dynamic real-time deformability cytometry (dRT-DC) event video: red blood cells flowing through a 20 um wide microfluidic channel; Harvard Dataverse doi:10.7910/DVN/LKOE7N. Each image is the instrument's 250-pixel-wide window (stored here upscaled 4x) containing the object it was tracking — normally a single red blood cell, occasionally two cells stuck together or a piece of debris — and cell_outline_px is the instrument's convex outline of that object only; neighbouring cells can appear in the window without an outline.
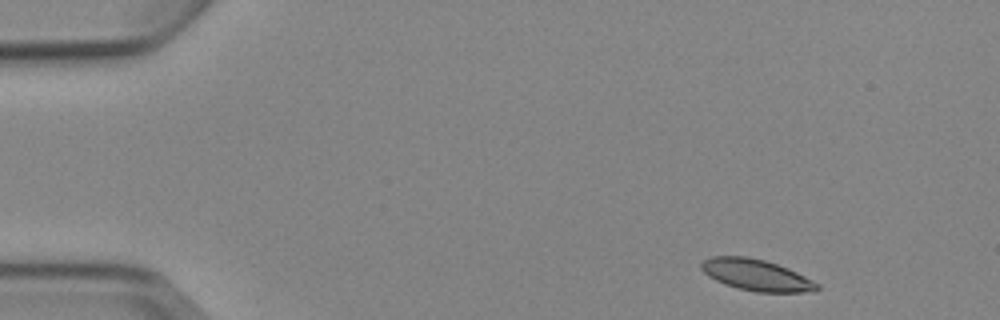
{"species": "Egyptian fruit bat (a non-hibernating species)", "species_latin": "Rousettus aegyptiacus", "temperature_condition": "cold", "stored_images_in_passage": 4, "camera_frame_rate_fps": 3000, "um_per_image_px": 0.085, "animal": {"sex": "female"}, "frame": {"image": 1, "passage_image": 1, "time_ms": 0.0, "image_size_px": [1000, 320], "cell_outline_px": [[820, 288], [816, 292], [756, 292], [736, 288], [724, 284], [708, 276], [700, 268], [700, 264], [704, 260], [712, 256], [748, 256], [764, 260], [788, 268], [820, 284]], "centroid_in_image_um": [64.29, 23.38], "position_along_channel_um": 20.7, "area_um2": 21.27}}
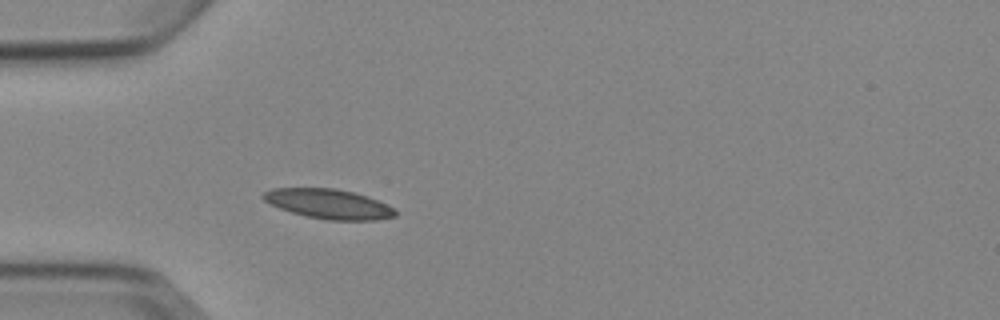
{"frame": {"image": 2, "passage_image": 4, "time_ms": 3.333, "image_size_px": [1000, 320], "cell_outline_px": [[396, 216], [380, 220], [328, 220], [308, 216], [292, 212], [280, 208], [264, 200], [260, 196], [264, 192], [272, 188], [336, 188], [368, 196], [388, 204], [396, 212]], "centroid_in_image_um": [27.96, 17.33], "position_along_channel_um": 57.0, "area_um2": 22.77}}